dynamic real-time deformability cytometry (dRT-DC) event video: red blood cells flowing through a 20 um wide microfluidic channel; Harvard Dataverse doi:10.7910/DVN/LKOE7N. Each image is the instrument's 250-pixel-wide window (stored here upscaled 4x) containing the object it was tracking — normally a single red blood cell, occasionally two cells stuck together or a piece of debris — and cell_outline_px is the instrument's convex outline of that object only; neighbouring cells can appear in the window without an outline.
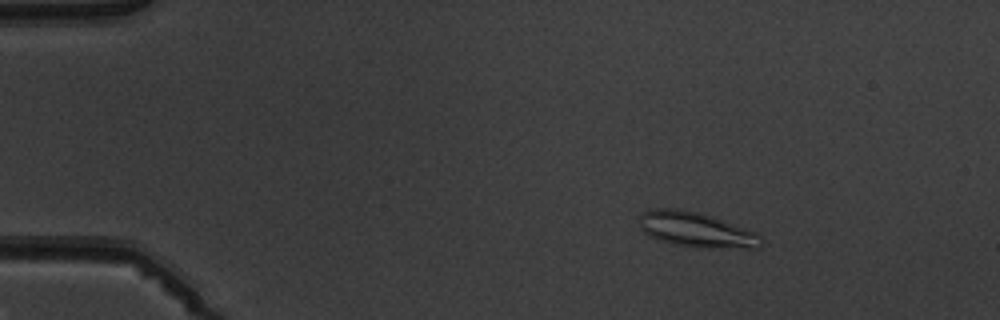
{"species": "common noctule bat (a hibernating species)", "species_latin": "Nyctalus noctula", "temperature_condition": "warm", "stored_images_in_passage": 5, "camera_frame_rate_fps": 3000, "um_per_image_px": 0.085, "animal": {"sex": "male", "body_mass_g": 19.5, "forearm_length_mm": 54.6}, "frame": {"image": 1, "passage_image": 2, "time_ms": 1.333, "image_size_px": [1000, 320], "cell_outline_px": [[764, 244], [760, 248], [696, 248], [676, 244], [660, 240], [648, 236], [640, 228], [640, 212], [652, 208], [676, 208], [700, 212], [712, 216], [756, 232], [764, 240]], "centroid_in_image_um": [59.19, 19.53], "position_along_channel_um": 25.8, "area_um2": 25.26}}
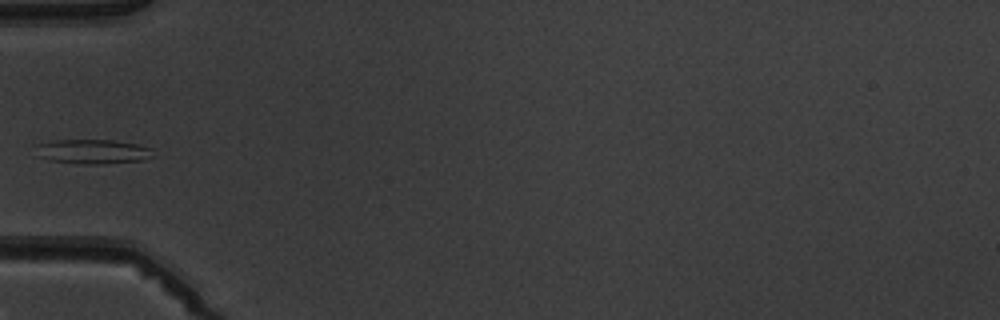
{"frame": {"image": 2, "passage_image": 5, "time_ms": 4.667, "image_size_px": [1000, 320], "cell_outline_px": [[152, 156], [144, 160], [100, 164], [84, 164], [48, 160], [36, 156], [32, 144], [52, 140], [112, 140], [136, 144], [152, 148]], "centroid_in_image_um": [7.77, 12.88], "position_along_channel_um": 77.2, "area_um2": 17.05}}